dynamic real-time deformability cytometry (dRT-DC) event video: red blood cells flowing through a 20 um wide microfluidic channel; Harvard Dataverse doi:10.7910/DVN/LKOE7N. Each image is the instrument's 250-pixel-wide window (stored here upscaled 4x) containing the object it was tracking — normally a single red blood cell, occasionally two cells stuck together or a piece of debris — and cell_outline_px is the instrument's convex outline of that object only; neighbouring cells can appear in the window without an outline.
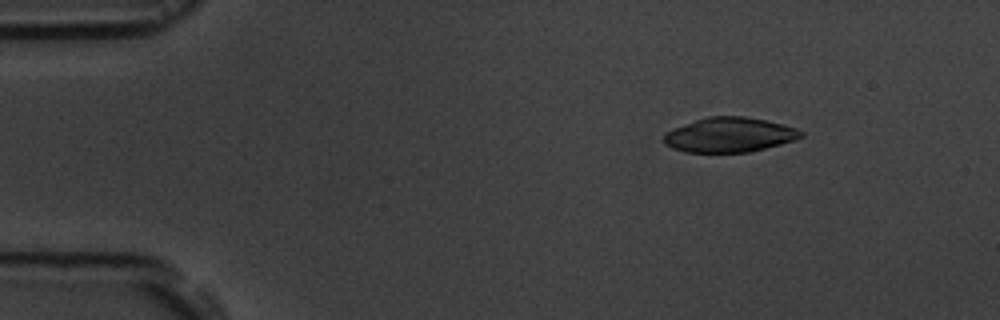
{"species": "common noctule bat (a hibernating species)", "species_latin": "Nyctalus noctula", "temperature_condition": "room temperature", "stored_images_in_passage": 17, "camera_frame_rate_fps": 3000, "um_per_image_px": 0.085, "animal": {"sex": "male", "body_mass_g": 19.5, "forearm_length_mm": 54.6}, "frame": {"image": 1, "passage_image": 3, "time_ms": 2.333, "image_size_px": [1000, 320], "cell_outline_px": [[804, 136], [796, 140], [748, 152], [684, 152], [672, 148], [664, 144], [664, 136], [668, 132], [676, 128], [696, 120], [708, 116], [744, 116], [784, 124], [796, 128], [804, 132]], "centroid_in_image_um": [62.04, 11.46], "position_along_channel_um": 23.0, "area_um2": 27.51}}
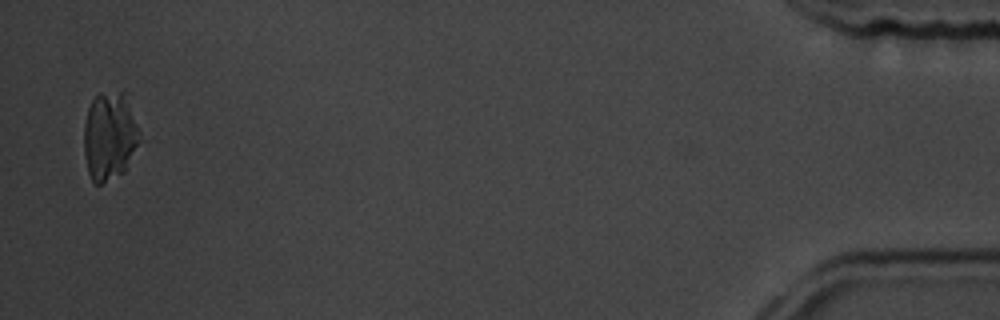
{"frame": {"image": 2, "passage_image": 17, "time_ms": 18.0, "image_size_px": [1000, 320], "cell_outline_px": [[148, 140], [124, 172], [100, 184], [96, 184], [92, 180], [88, 172], [84, 156], [84, 124], [88, 108], [92, 100], [100, 92], [124, 88], [128, 92]], "centroid_in_image_um": [9.49, 11.48], "position_along_channel_um": 425.7, "area_um2": 31.44}}